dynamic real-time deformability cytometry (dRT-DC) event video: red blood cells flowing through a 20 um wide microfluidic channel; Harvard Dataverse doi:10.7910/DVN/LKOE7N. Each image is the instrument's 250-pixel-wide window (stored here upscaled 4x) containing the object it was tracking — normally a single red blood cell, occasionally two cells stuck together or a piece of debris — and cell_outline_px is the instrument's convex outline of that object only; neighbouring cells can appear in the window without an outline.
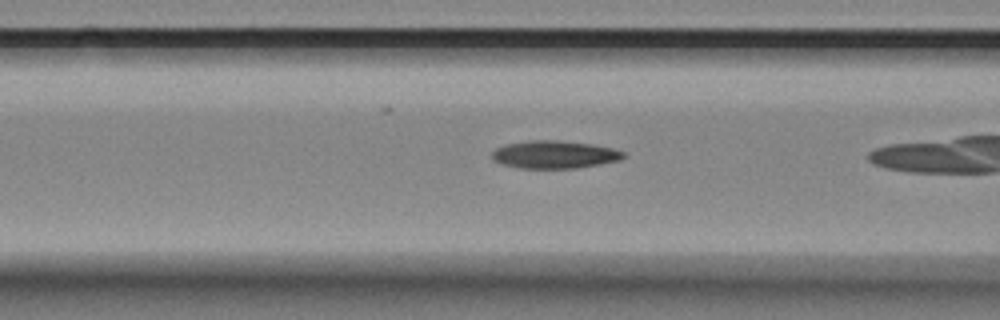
{"species": "Egyptian fruit bat (a non-hibernating species)", "species_latin": "Rousettus aegyptiacus", "temperature_condition": "room temperature", "stored_images_in_passage": 18, "camera_frame_rate_fps": 3000, "um_per_image_px": 0.085, "animal": {"sex": "female"}, "frame": {"image": 1, "passage_image": 16, "time_ms": 5.0, "image_size_px": [1000, 320], "cell_outline_px": [[624, 156], [620, 160], [576, 168], [520, 168], [500, 164], [492, 160], [492, 152], [496, 148], [508, 144], [528, 140], [556, 140], [592, 144], [612, 148], [624, 152]], "centroid_in_image_um": [47.09, 13.14], "position_along_channel_um": 119.5, "area_um2": 21.15}}